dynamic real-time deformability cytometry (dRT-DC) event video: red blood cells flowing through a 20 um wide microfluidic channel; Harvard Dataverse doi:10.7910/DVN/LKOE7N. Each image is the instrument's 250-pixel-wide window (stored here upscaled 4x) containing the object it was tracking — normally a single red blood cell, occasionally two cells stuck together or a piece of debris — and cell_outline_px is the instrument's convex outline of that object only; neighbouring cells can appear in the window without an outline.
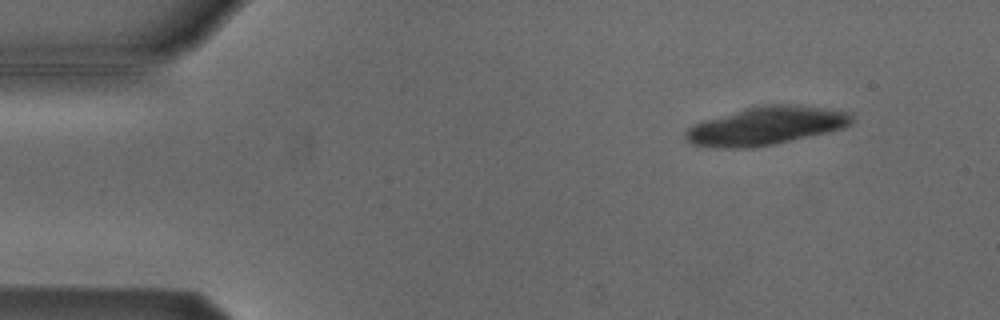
{"species": "Egyptian fruit bat (a non-hibernating species)", "species_latin": "Rousettus aegyptiacus", "temperature_condition": "cold", "stored_images_in_passage": 19, "camera_frame_rate_fps": 3000, "um_per_image_px": 0.085, "animal": {"sex": "male"}, "frame": {"image": 1, "passage_image": 6, "time_ms": 1.667, "image_size_px": [1000, 320], "cell_outline_px": [[856, 120], [852, 124], [844, 128], [828, 132], [776, 144], [752, 148], [716, 148], [692, 144], [684, 136], [684, 132], [692, 124], [704, 120], [748, 108], [764, 104], [788, 104], [852, 112]], "centroid_in_image_um": [65.14, 10.71], "position_along_channel_um": 19.9, "area_um2": 37.11}}